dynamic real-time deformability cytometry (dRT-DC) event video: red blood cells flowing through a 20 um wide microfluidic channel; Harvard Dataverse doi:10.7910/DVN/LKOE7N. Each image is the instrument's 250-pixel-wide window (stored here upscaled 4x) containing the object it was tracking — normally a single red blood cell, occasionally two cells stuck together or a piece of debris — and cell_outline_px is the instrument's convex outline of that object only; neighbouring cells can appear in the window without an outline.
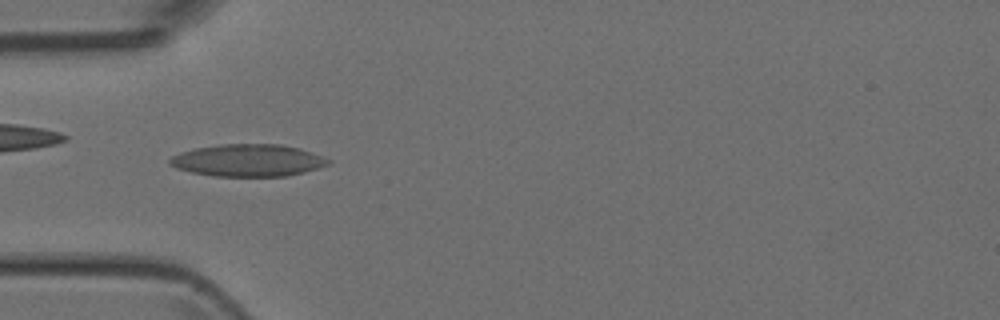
{"species": "Egyptian fruit bat (a non-hibernating species)", "species_latin": "Rousettus aegyptiacus", "temperature_condition": "room temperature", "stored_images_in_passage": 49, "camera_frame_rate_fps": 3000, "um_per_image_px": 0.085, "animal": {"sex": "female"}, "frame": {"image": 1, "passage_image": 14, "time_ms": 4.333, "image_size_px": [1000, 320], "cell_outline_px": [[332, 164], [304, 172], [288, 176], [212, 176], [192, 172], [176, 168], [168, 164], [168, 160], [172, 156], [180, 152], [196, 148], [220, 144], [280, 144], [300, 148], [312, 152], [332, 160]], "centroid_in_image_um": [21.1, 13.63], "position_along_channel_um": 63.9, "area_um2": 29.94}}
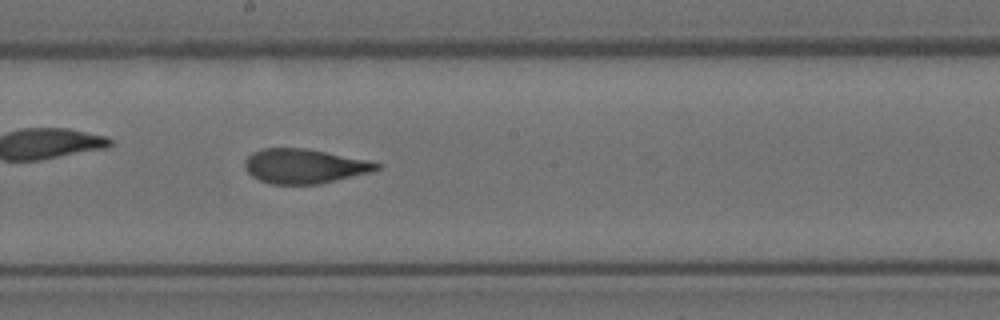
{"frame": {"image": 2, "passage_image": 26, "time_ms": 8.333, "image_size_px": [1000, 320], "cell_outline_px": [[380, 168], [372, 172], [320, 184], [272, 184], [260, 180], [252, 176], [244, 168], [244, 160], [252, 152], [264, 148], [308, 148], [368, 160], [380, 164]], "centroid_in_image_um": [25.87, 14.12], "position_along_channel_um": 222.3, "area_um2": 26.65}}
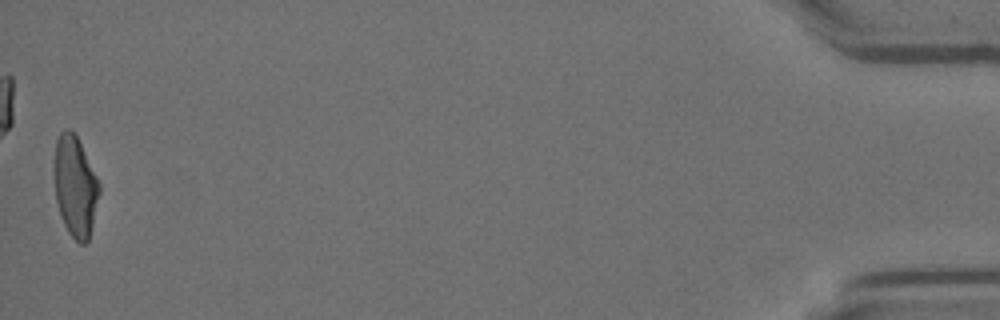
{"frame": {"image": 3, "passage_image": 49, "time_ms": 16.0, "image_size_px": [1000, 320], "cell_outline_px": [[100, 192], [88, 240], [84, 244], [80, 244], [68, 232], [60, 216], [56, 200], [56, 140], [60, 132], [64, 128], [68, 128], [76, 136], [100, 184]], "centroid_in_image_um": [6.4, 15.87], "position_along_channel_um": 428.8, "area_um2": 25.61}}